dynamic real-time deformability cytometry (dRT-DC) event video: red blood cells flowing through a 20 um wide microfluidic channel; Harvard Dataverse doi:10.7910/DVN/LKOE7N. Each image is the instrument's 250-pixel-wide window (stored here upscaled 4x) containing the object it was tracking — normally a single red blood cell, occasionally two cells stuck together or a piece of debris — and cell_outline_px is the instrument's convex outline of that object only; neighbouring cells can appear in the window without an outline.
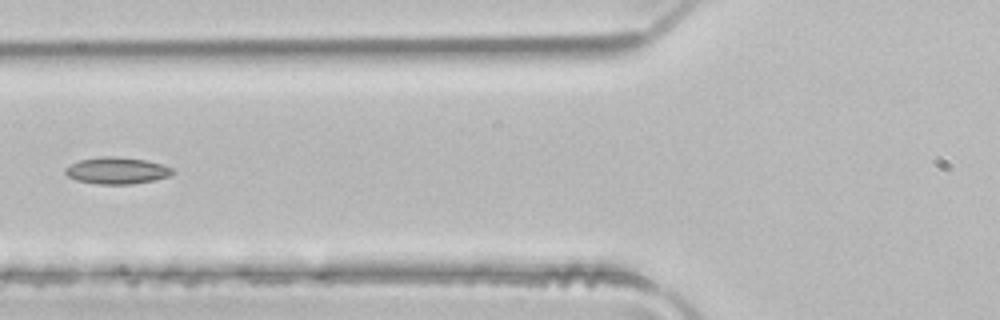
{"species": "common noctule bat (a hibernating species)", "species_latin": "Nyctalus noctula", "temperature_condition": "room temperature", "stored_images_in_passage": 4, "camera_frame_rate_fps": 3000, "um_per_image_px": 0.085, "animal": {"sex": "male", "body_mass_g": 21.5, "forearm_length_mm": 52.0}, "frame": {"image": 1, "passage_image": 4, "time_ms": 1.0, "image_size_px": [1000, 320], "cell_outline_px": [[176, 172], [172, 176], [156, 180], [132, 184], [96, 184], [76, 180], [68, 176], [64, 172], [64, 168], [80, 160], [104, 156], [112, 156], [148, 160], [164, 164], [172, 168]], "centroid_in_image_um": [10.0, 14.5], "position_along_channel_um": 115.8, "area_um2": 16.94}}